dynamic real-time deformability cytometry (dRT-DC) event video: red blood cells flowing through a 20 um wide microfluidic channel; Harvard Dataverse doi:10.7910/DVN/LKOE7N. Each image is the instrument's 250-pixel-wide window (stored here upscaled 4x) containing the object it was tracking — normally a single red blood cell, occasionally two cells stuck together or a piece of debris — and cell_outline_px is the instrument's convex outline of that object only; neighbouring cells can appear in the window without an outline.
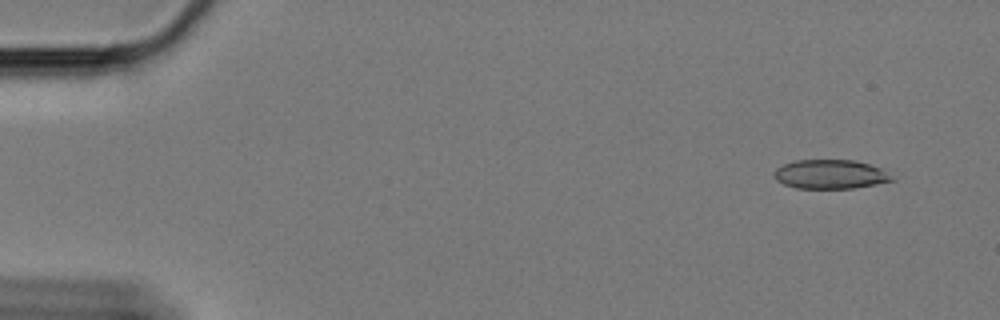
{"species": "Egyptian fruit bat (a non-hibernating species)", "species_latin": "Rousettus aegyptiacus", "temperature_condition": "cold", "stored_images_in_passage": 57, "camera_frame_rate_fps": 3000, "um_per_image_px": 0.085, "animal": {"sex": "female"}, "frame": {"image": 1, "passage_image": 1, "time_ms": 0.0, "image_size_px": [1000, 320], "cell_outline_px": [[896, 180], [876, 184], [852, 188], [796, 188], [784, 184], [776, 180], [772, 176], [772, 172], [776, 168], [784, 164], [796, 160], [856, 160], [880, 168]], "centroid_in_image_um": [70.53, 14.81], "position_along_channel_um": 14.5, "area_um2": 19.94}}
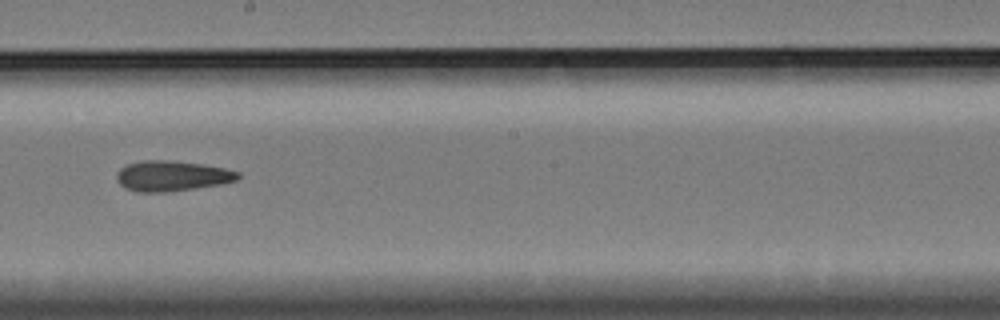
{"frame": {"image": 2, "passage_image": 31, "time_ms": 10.0, "image_size_px": [1000, 320], "cell_outline_px": [[240, 176], [236, 180], [220, 184], [196, 188], [168, 192], [136, 192], [124, 188], [116, 180], [116, 172], [120, 168], [128, 164], [144, 160], [168, 160], [200, 164], [224, 168], [240, 172]], "centroid_in_image_um": [14.57, 14.96], "position_along_channel_um": 233.6, "area_um2": 21.5}}
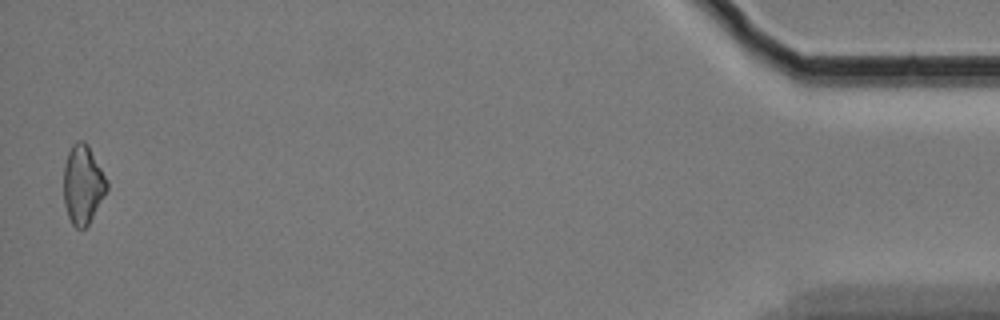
{"frame": {"image": 3, "passage_image": 56, "time_ms": 18.333, "image_size_px": [1000, 320], "cell_outline_px": [[108, 188], [88, 224], [84, 228], [76, 228], [72, 224], [68, 216], [64, 204], [64, 164], [68, 152], [72, 144], [76, 140], [84, 140], [88, 144], [108, 180]], "centroid_in_image_um": [7.04, 15.64], "position_along_channel_um": 428.2, "area_um2": 19.88}, "authors_computed_cell_mechanics": {"area_um2": 20.9236, "velocity_mm_per_s": 3.3461, "shape_relaxation_time_tau1_ms": null, "shape_relaxation_time_tau2_ms": 8.393, "deformation_change_tau1": null, "deformation_change_tau2": 0.172}}